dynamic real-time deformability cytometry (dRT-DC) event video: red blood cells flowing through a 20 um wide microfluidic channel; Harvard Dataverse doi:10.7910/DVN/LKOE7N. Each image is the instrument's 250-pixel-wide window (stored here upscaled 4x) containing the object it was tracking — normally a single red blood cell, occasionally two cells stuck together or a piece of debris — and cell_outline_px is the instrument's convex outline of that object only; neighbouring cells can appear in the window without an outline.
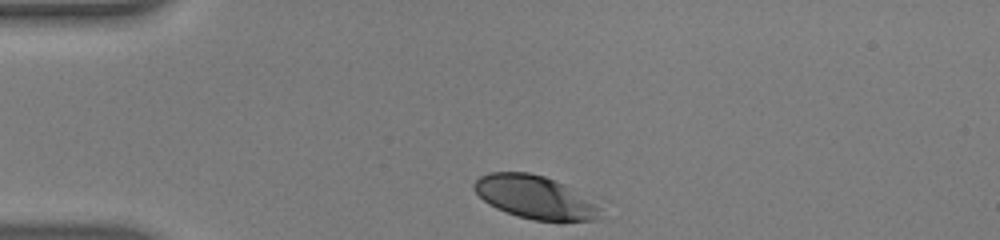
{"species": "human", "species_latin": "Homo sapiens", "temperature_condition": "warm", "stored_images_in_passage": 33, "camera_frame_rate_fps": 3000, "um_per_image_px": 0.085, "donor": {"sex": "male"}, "frame": {"image": 1, "passage_image": 1, "time_ms": 0.0, "image_size_px": [1000, 240], "cell_outline_px": [[600, 220], [532, 220], [496, 208], [488, 204], [472, 188], [472, 184], [480, 176], [488, 172], [528, 172], [544, 176], [564, 184], [572, 188], [600, 208]], "centroid_in_image_um": [45.42, 16.74], "position_along_channel_um": 39.6, "area_um2": 31.21}}
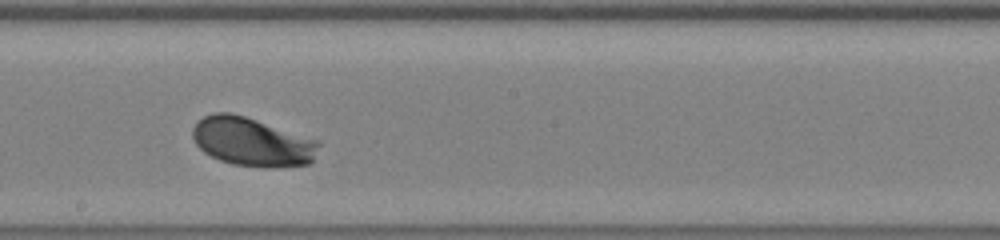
{"frame": {"image": 2, "passage_image": 19, "time_ms": 6.0, "image_size_px": [1000, 240], "cell_outline_px": [[320, 144], [312, 160], [308, 164], [272, 168], [232, 164], [220, 160], [204, 152], [196, 144], [192, 136], [192, 128], [204, 116], [212, 112], [232, 112], [320, 140]], "centroid_in_image_um": [21.43, 12.05], "position_along_channel_um": 226.8, "area_um2": 35.84}}
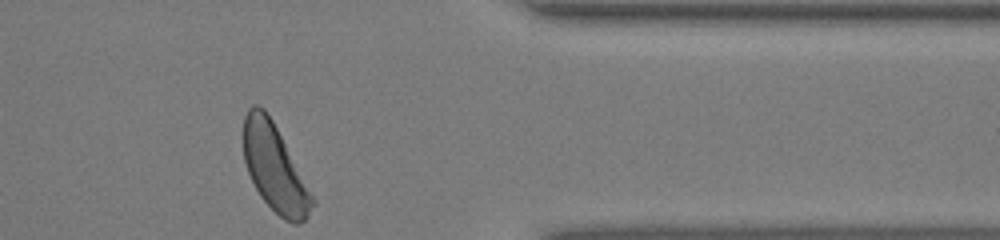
{"frame": {"image": 3, "passage_image": 33, "time_ms": 10.667, "image_size_px": [1000, 240], "cell_outline_px": [[316, 204], [308, 216], [300, 224], [292, 224], [284, 220], [260, 196], [248, 172], [244, 160], [244, 116], [248, 108], [252, 104], [256, 104], [264, 108], [272, 120], [316, 200]], "centroid_in_image_um": [23.36, 14.3], "position_along_channel_um": 388.0, "area_um2": 34.56}, "authors_computed_cell_mechanics": {"area_um2": 34.2176, "velocity_mm_per_s": 3.7924, "shape_relaxation_time_tau1_ms": 1.6426, "shape_relaxation_time_tau2_ms": null, "deformation_change_tau1": 0.1437, "deformation_change_tau2": null}}